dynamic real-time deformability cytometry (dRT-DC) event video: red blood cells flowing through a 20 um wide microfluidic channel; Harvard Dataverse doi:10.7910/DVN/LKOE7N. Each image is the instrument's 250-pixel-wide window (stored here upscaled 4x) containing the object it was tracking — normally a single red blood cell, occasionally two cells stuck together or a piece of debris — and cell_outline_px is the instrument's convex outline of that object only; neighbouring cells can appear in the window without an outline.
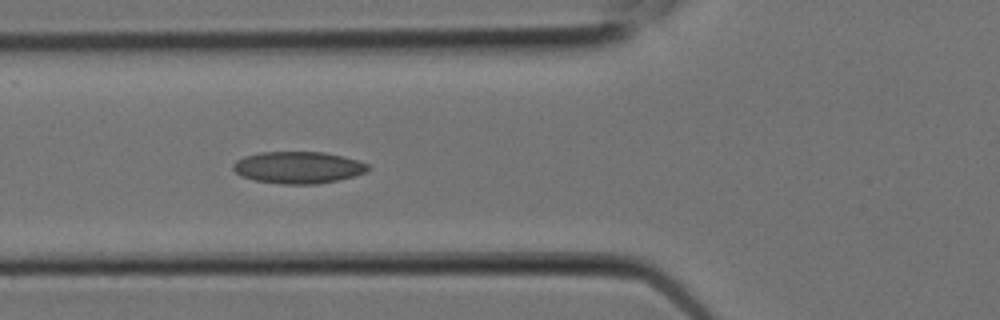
{"species": "Egyptian fruit bat (a non-hibernating species)", "species_latin": "Rousettus aegyptiacus", "temperature_condition": "room temperature", "stored_images_in_passage": 6, "camera_frame_rate_fps": 3000, "um_per_image_px": 0.085, "animal": {"sex": "female"}, "frame": {"image": 1, "passage_image": 5, "time_ms": 1.333, "image_size_px": [1000, 320], "cell_outline_px": [[372, 168], [368, 172], [336, 180], [316, 184], [284, 184], [256, 180], [240, 176], [232, 168], [232, 164], [236, 160], [244, 156], [260, 152], [324, 152], [356, 160], [368, 164]], "centroid_in_image_um": [25.33, 14.23], "position_along_channel_um": 100.5, "area_um2": 24.97}}
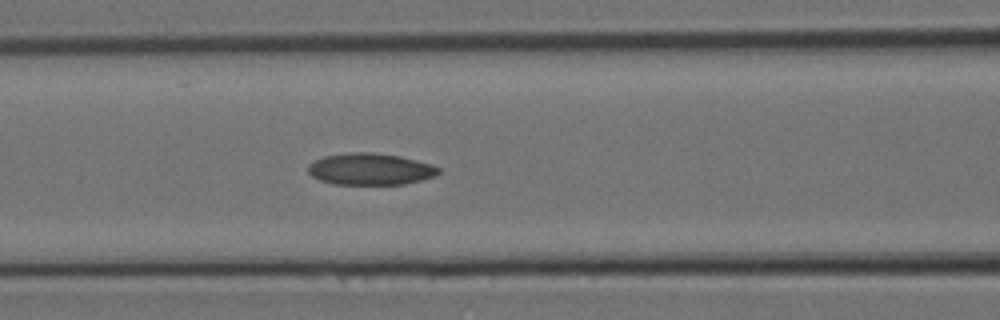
{"frame": {"image": 2, "passage_image": 6, "time_ms": 1.667, "image_size_px": [1000, 320], "cell_outline_px": [[440, 172], [436, 176], [404, 184], [332, 184], [320, 180], [312, 176], [308, 172], [308, 164], [312, 160], [324, 156], [352, 152], [372, 152], [400, 156], [432, 164], [440, 168]], "centroid_in_image_um": [31.46, 14.37], "position_along_channel_um": 135.1, "area_um2": 24.22}}